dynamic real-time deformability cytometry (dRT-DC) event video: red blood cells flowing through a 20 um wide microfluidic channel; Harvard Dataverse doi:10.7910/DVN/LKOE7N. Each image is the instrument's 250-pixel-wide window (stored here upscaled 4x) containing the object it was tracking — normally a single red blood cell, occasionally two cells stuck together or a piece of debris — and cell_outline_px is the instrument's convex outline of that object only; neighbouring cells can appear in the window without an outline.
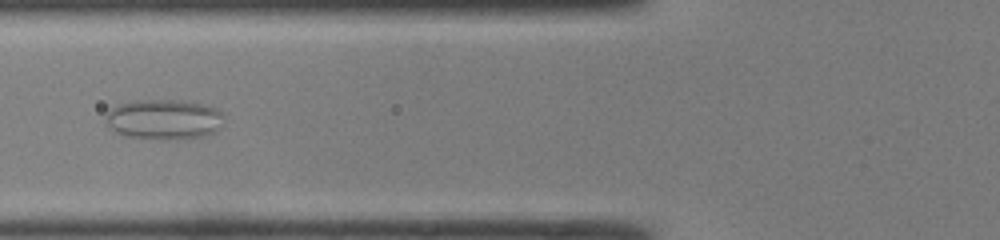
{"species": "common noctule bat (a hibernating species)", "species_latin": "Nyctalus noctula", "temperature_condition": "room temperature", "stored_images_in_passage": 50, "camera_frame_rate_fps": 3000, "um_per_image_px": 0.085, "animal": {"sex": "male", "body_mass_g": 19.0, "forearm_length_mm": 50.8}, "frame": {"image": 1, "passage_image": 20, "time_ms": 6.333, "image_size_px": [1000, 240], "cell_outline_px": [[224, 124], [216, 132], [208, 136], [168, 140], [160, 140], [124, 136], [116, 132], [108, 124], [104, 116], [116, 104], [136, 100], [176, 100], [200, 104], [216, 108], [224, 116]], "centroid_in_image_um": [13.96, 10.17], "position_along_channel_um": 111.8, "area_um2": 28.03}}
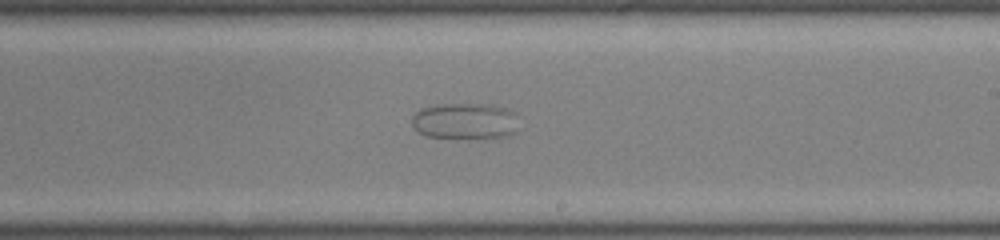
{"frame": {"image": 2, "passage_image": 30, "time_ms": 9.667, "image_size_px": [1000, 240], "cell_outline_px": [[516, 132], [508, 136], [468, 140], [428, 136], [412, 128], [412, 116], [420, 108], [440, 104], [488, 104], [504, 108], [516, 112]], "centroid_in_image_um": [39.52, 10.32], "position_along_channel_um": 249.5, "area_um2": 23.12}}
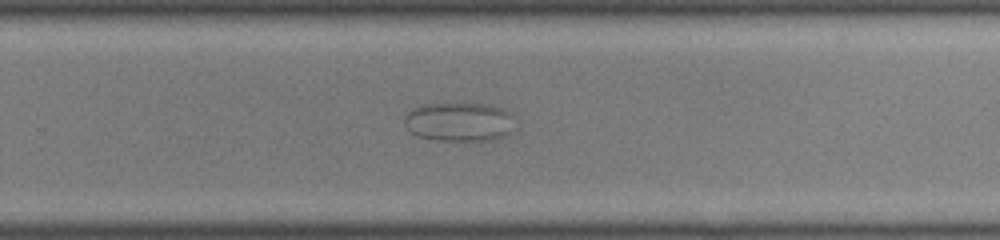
{"frame": {"image": 3, "passage_image": 33, "time_ms": 10.667, "image_size_px": [1000, 240], "cell_outline_px": [[512, 116], [508, 132], [504, 136], [488, 140], [436, 140], [416, 136], [408, 132], [404, 124], [404, 116], [412, 108], [420, 104], [488, 104], [500, 108], [508, 112]], "centroid_in_image_um": [38.91, 10.35], "position_along_channel_um": 290.9, "area_um2": 24.85}}